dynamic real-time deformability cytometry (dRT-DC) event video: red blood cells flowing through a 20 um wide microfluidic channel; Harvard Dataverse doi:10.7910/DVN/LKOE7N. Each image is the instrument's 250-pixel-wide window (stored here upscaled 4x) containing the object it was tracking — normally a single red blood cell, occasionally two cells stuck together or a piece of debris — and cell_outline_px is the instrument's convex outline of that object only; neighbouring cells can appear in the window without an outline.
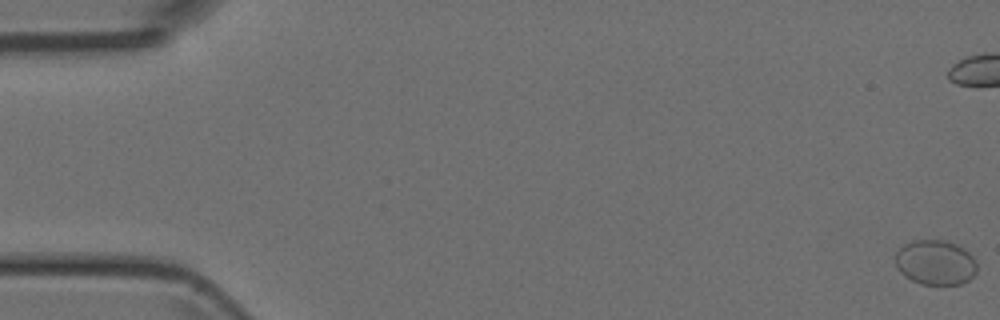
{"species": "Egyptian fruit bat (a non-hibernating species)", "species_latin": "Rousettus aegyptiacus", "temperature_condition": "room temperature", "stored_images_in_passage": 52, "camera_frame_rate_fps": 3000, "um_per_image_px": 0.085, "animal": {"sex": "female"}, "frame": {"image": 1, "passage_image": 1, "time_ms": 0.0, "image_size_px": [1000, 320], "cell_outline_px": [[976, 272], [968, 280], [960, 284], [920, 284], [904, 276], [900, 272], [896, 264], [896, 252], [904, 244], [912, 240], [948, 240], [964, 248], [976, 260]], "centroid_in_image_um": [79.51, 22.3], "position_along_channel_um": 5.5, "area_um2": 21.39}}
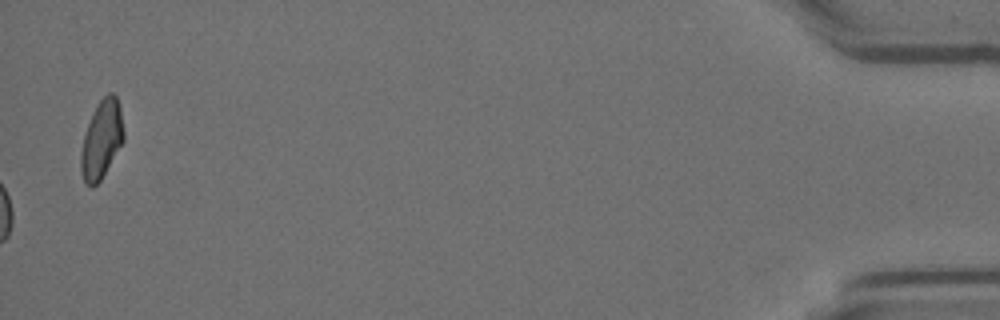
{"frame": {"image": 2, "passage_image": 52, "time_ms": 17.0, "image_size_px": [1000, 320], "cell_outline_px": [[124, 140], [100, 180], [92, 188], [84, 184], [80, 172], [80, 152], [84, 136], [88, 124], [100, 100], [108, 92], [112, 92], [116, 96], [120, 108], [124, 132]], "centroid_in_image_um": [8.62, 11.89], "position_along_channel_um": 426.6, "area_um2": 19.31}}